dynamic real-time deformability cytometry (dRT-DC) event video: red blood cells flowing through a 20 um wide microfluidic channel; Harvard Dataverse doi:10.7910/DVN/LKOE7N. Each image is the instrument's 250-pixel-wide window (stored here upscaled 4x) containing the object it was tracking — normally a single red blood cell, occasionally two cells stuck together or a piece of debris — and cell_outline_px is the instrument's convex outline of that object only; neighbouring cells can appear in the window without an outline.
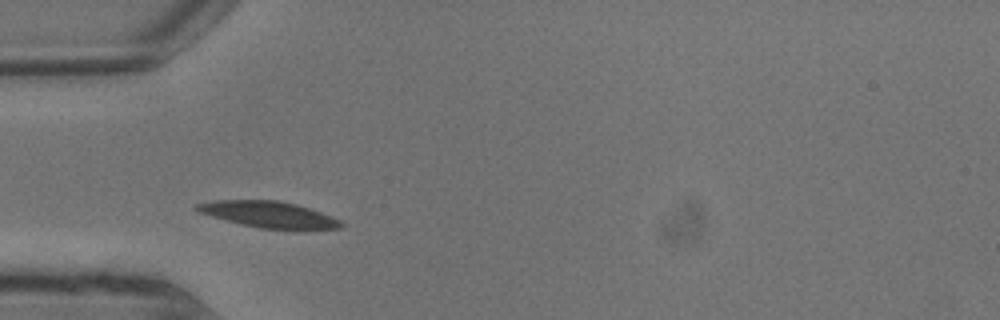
{"species": "common noctule bat (a hibernating species)", "species_latin": "Nyctalus noctula", "temperature_condition": "warm", "stored_images_in_passage": 4, "camera_frame_rate_fps": 3000, "um_per_image_px": 0.085, "animal": {"sex": "male", "body_mass_g": 13.3}, "frame": {"image": 1, "passage_image": 3, "time_ms": 0.667, "image_size_px": [1000, 320], "cell_outline_px": [[344, 228], [300, 232], [260, 228], [240, 224], [224, 220], [200, 212], [192, 208], [196, 204], [212, 200], [276, 200], [296, 204], [312, 208], [332, 216], [340, 220], [344, 224]], "centroid_in_image_um": [22.96, 18.27], "position_along_channel_um": 62.0, "area_um2": 23.06}}
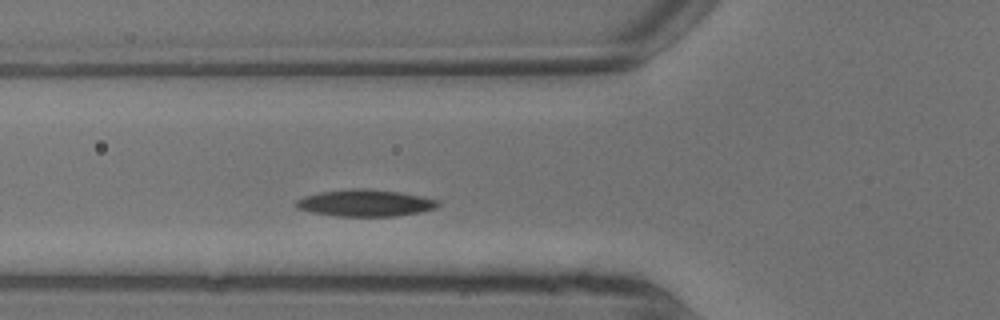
{"frame": {"image": 2, "passage_image": 4, "time_ms": 1.0, "image_size_px": [1000, 320], "cell_outline_px": [[440, 204], [436, 208], [420, 212], [392, 216], [336, 216], [312, 212], [296, 208], [292, 204], [296, 200], [304, 196], [320, 192], [352, 188], [368, 188], [400, 192], [424, 196], [440, 200]], "centroid_in_image_um": [31.04, 17.24], "position_along_channel_um": 94.8, "area_um2": 22.43}}